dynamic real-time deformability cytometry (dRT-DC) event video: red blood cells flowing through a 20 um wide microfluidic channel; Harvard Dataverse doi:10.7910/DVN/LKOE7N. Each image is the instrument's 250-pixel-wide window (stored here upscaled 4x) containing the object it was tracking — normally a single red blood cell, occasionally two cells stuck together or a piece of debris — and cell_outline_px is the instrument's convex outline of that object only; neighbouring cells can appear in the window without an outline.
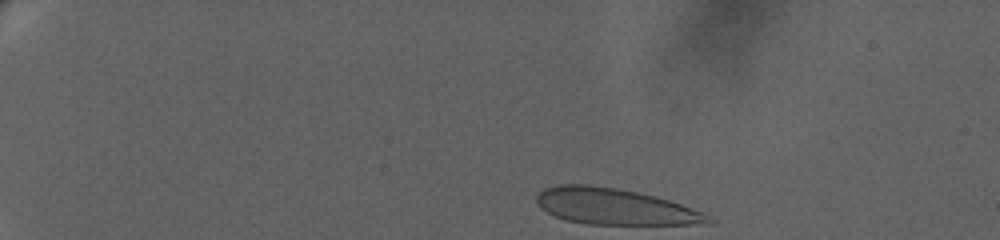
{"species": "human", "species_latin": "Homo sapiens", "temperature_condition": "warm", "stored_images_in_passage": 11, "segment_of_instrument_passage": [1, 2], "camera_frame_rate_fps": 3000, "um_per_image_px": 0.085, "donor": {"sex": "female"}, "frame": {"image": 1, "passage_image": 1, "time_ms": 0.0, "image_size_px": [1000, 240], "cell_outline_px": [[716, 220], [708, 224], [588, 224], [564, 220], [540, 208], [536, 200], [536, 196], [544, 188], [556, 184], [588, 184], [616, 188], [656, 196], [680, 204], [712, 216]], "centroid_in_image_um": [52.24, 17.56], "position_along_channel_um": 32.8, "area_um2": 36.13}}